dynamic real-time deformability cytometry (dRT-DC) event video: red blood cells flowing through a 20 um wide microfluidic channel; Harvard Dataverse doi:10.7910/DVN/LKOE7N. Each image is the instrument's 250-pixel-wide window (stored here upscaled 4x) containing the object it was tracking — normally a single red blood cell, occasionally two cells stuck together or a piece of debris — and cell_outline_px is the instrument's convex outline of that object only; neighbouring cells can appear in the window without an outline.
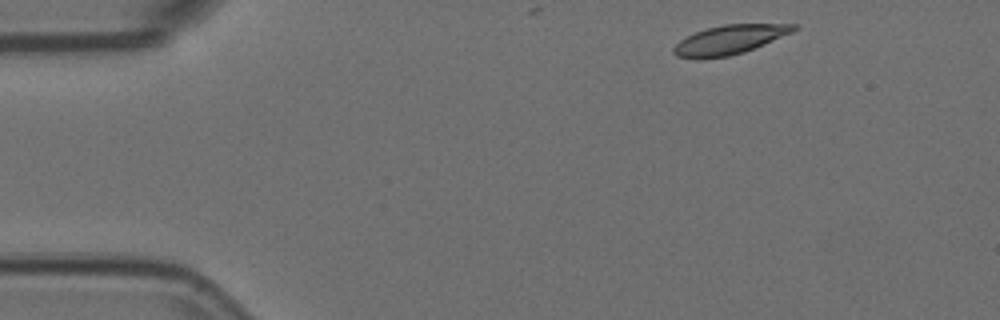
{"species": "Egyptian fruit bat (a non-hibernating species)", "species_latin": "Rousettus aegyptiacus", "temperature_condition": "room temperature", "stored_images_in_passage": 3, "camera_frame_rate_fps": 3000, "um_per_image_px": 0.085, "animal": {"sex": "female"}, "frame": {"image": 1, "passage_image": 1, "time_ms": 0.0, "image_size_px": [1000, 320], "cell_outline_px": [[800, 28], [792, 32], [764, 44], [744, 52], [728, 56], [700, 60], [696, 60], [676, 56], [672, 52], [672, 48], [680, 40], [696, 32], [708, 28], [724, 24], [800, 24]], "centroid_in_image_um": [61.99, 3.39], "position_along_channel_um": 23.0, "area_um2": 20.52}}